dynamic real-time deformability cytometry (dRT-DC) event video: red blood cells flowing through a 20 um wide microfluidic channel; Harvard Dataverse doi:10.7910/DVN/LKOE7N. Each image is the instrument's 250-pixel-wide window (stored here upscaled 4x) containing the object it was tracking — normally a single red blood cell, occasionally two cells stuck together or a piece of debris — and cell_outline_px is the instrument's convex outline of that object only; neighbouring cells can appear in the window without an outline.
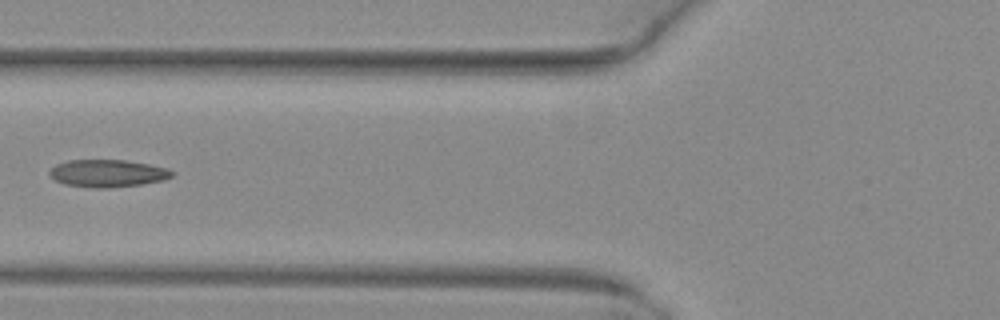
{"species": "common noctule bat (a hibernating species)", "species_latin": "Nyctalus noctula", "temperature_condition": "warm", "stored_images_in_passage": 3, "camera_frame_rate_fps": 3000, "um_per_image_px": 0.085, "animal": {"sex": "female", "body_mass_g": 29.2, "forearm_length_mm": 56.3}, "frame": {"image": 1, "passage_image": 3, "time_ms": 0.667, "image_size_px": [1000, 320], "cell_outline_px": [[176, 172], [172, 176], [164, 180], [140, 184], [108, 188], [92, 188], [64, 184], [56, 180], [48, 172], [56, 164], [68, 160], [124, 160], [148, 164], [168, 168]], "centroid_in_image_um": [9.17, 14.73], "position_along_channel_um": 116.6, "area_um2": 19.54}}